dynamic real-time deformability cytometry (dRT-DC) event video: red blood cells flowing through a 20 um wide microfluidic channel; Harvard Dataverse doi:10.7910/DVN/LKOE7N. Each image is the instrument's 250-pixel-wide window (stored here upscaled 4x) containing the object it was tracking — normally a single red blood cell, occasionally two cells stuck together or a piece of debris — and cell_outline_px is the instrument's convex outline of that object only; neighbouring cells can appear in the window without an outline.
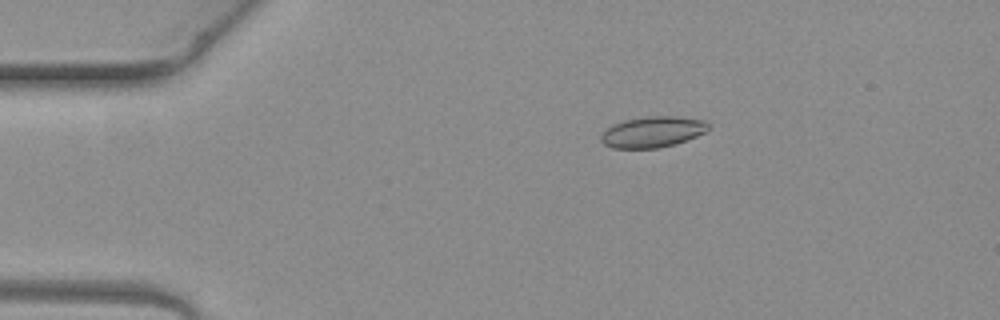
{"species": "common noctule bat (a hibernating species)", "species_latin": "Nyctalus noctula", "temperature_condition": "warm", "stored_images_in_passage": 3, "camera_frame_rate_fps": 3000, "um_per_image_px": 0.085, "animal": {"sex": "female", "body_mass_g": 19.3, "forearm_length_mm": 54.1}, "frame": {"image": 1, "passage_image": 1, "time_ms": 0.0, "image_size_px": [1000, 320], "cell_outline_px": [[712, 128], [696, 136], [672, 144], [656, 148], [612, 148], [604, 144], [600, 140], [600, 136], [612, 124], [624, 120], [648, 116], [676, 116], [704, 120]], "centroid_in_image_um": [55.46, 11.2], "position_along_channel_um": 29.5, "area_um2": 19.19}}
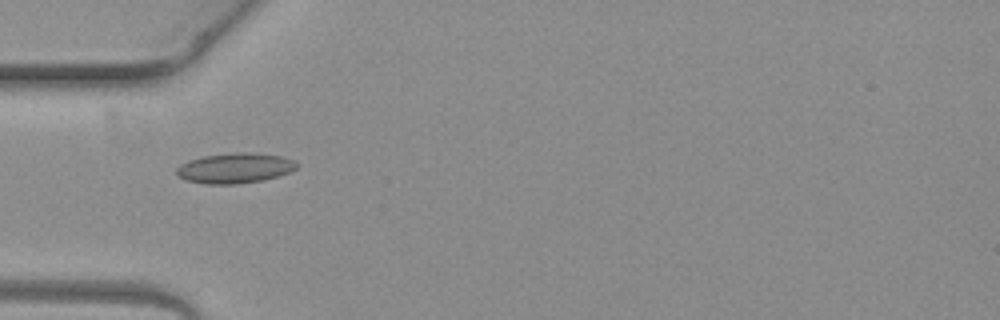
{"frame": {"image": 2, "passage_image": 3, "time_ms": 0.667, "image_size_px": [1000, 320], "cell_outline_px": [[300, 164], [296, 168], [288, 172], [264, 180], [236, 184], [204, 184], [184, 180], [176, 172], [176, 168], [180, 164], [188, 160], [204, 156], [236, 152], [252, 152], [280, 156], [296, 160]], "centroid_in_image_um": [19.97, 14.28], "position_along_channel_um": 65.0, "area_um2": 21.27}}